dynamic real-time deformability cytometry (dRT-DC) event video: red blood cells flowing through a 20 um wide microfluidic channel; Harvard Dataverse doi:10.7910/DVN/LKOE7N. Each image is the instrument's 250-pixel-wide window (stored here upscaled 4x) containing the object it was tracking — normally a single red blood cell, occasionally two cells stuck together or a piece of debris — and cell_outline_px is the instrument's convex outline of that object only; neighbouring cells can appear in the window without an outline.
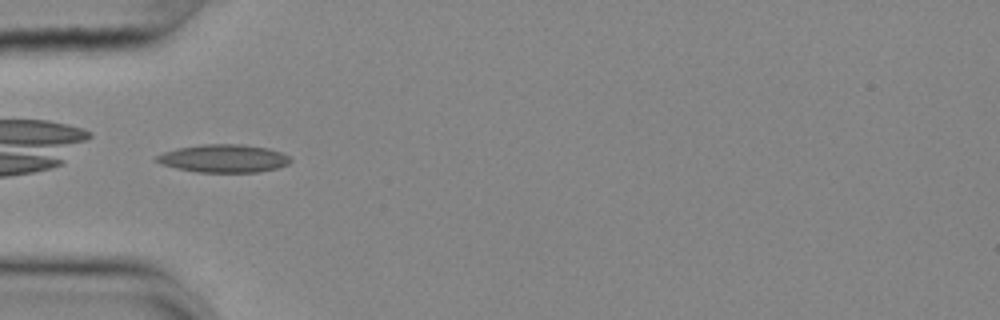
{"species": "common noctule bat (a hibernating species)", "species_latin": "Nyctalus noctula", "temperature_condition": "cold", "stored_images_in_passage": 39, "camera_frame_rate_fps": 3000, "um_per_image_px": 0.085, "animal": {"sex": "female", "body_mass_g": 25.1}, "frame": {"image": 1, "passage_image": 1, "time_ms": 0.0, "image_size_px": [1000, 320], "cell_outline_px": [[292, 160], [288, 164], [276, 168], [256, 172], [196, 172], [176, 168], [160, 164], [156, 160], [156, 156], [164, 152], [176, 148], [200, 144], [240, 144], [268, 148], [280, 152], [288, 156]], "centroid_in_image_um": [18.98, 13.46], "position_along_channel_um": 66.0, "area_um2": 21.79}}